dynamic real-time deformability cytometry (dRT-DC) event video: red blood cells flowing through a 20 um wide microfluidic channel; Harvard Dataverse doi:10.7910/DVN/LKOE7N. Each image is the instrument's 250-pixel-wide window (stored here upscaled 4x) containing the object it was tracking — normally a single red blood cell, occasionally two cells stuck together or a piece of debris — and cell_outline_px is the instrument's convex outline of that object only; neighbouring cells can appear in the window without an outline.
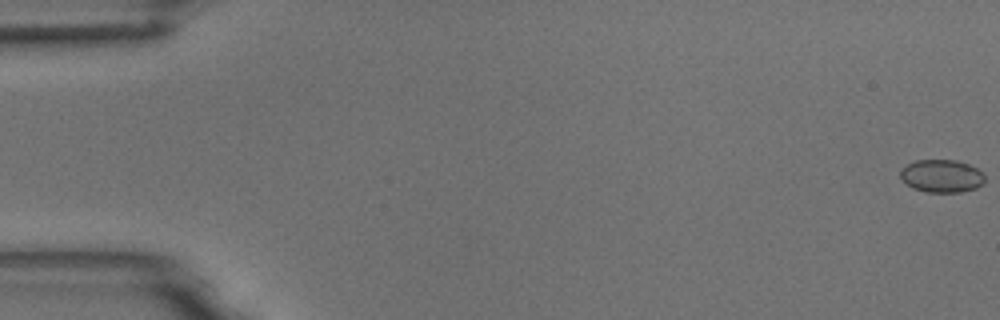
{"species": "common noctule bat (a hibernating species)", "species_latin": "Nyctalus noctula", "temperature_condition": "room temperature", "stored_images_in_passage": 54, "camera_frame_rate_fps": 3000, "um_per_image_px": 0.085, "animal": {"sex": "male", "body_mass_g": 18.8}, "frame": {"image": 1, "passage_image": 1, "time_ms": 0.0, "image_size_px": [1000, 320], "cell_outline_px": [[984, 184], [976, 188], [960, 192], [924, 192], [912, 188], [900, 180], [900, 168], [916, 160], [956, 160], [968, 164], [976, 168], [984, 176]], "centroid_in_image_um": [80.0, 14.97], "position_along_channel_um": 5.0, "area_um2": 16.3}}
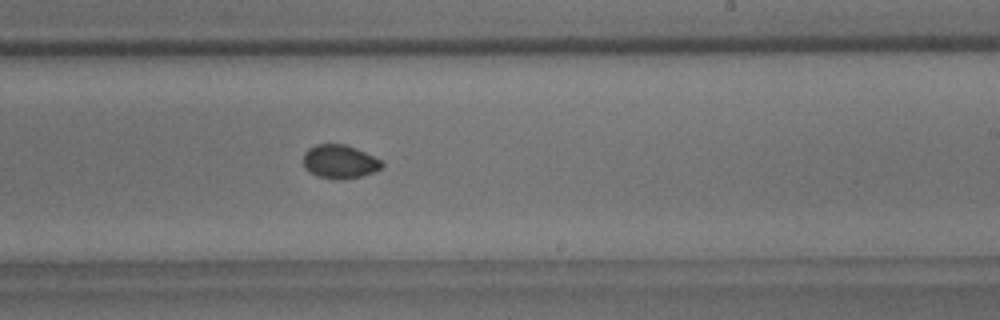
{"frame": {"image": 2, "passage_image": 34, "time_ms": 11.0, "image_size_px": [1000, 320], "cell_outline_px": [[384, 164], [380, 168], [372, 172], [360, 176], [320, 176], [304, 168], [304, 152], [308, 148], [316, 144], [344, 144], [356, 148], [380, 160]], "centroid_in_image_um": [28.85, 13.67], "position_along_channel_um": 260.2, "area_um2": 14.51}}
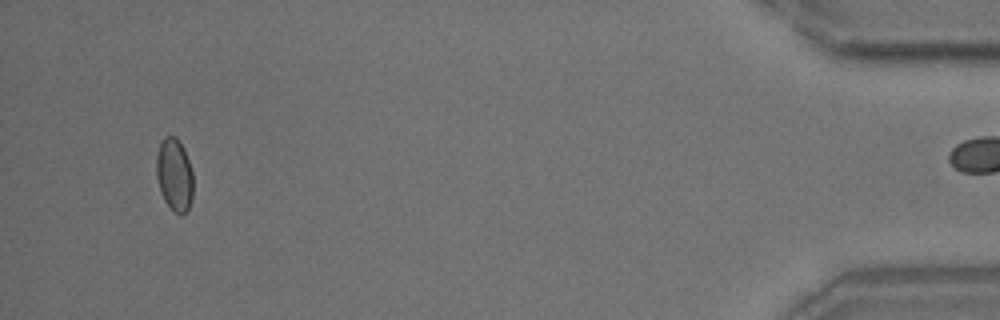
{"frame": {"image": 3, "passage_image": 53, "time_ms": 17.333, "image_size_px": [1000, 320], "cell_outline_px": [[192, 196], [188, 208], [180, 216], [164, 200], [160, 192], [156, 176], [156, 156], [160, 140], [164, 136], [176, 136], [184, 148], [192, 172]], "centroid_in_image_um": [14.79, 14.8], "position_along_channel_um": 420.4, "area_um2": 15.61}}